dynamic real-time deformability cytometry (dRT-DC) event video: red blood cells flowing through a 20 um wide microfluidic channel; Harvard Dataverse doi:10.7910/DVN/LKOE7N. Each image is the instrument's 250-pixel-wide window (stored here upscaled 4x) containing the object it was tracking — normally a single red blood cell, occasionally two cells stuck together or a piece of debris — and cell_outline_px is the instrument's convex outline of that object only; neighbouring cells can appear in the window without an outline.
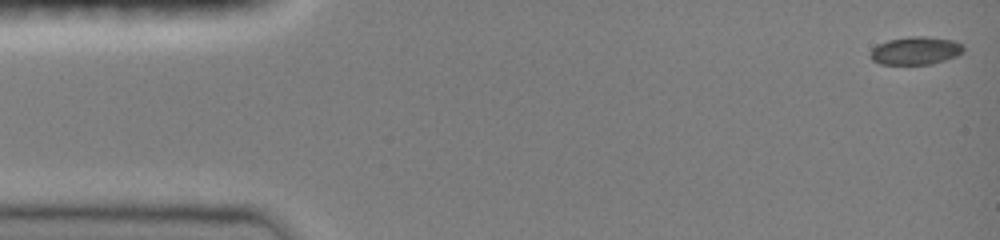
{"species": "common noctule bat (a hibernating species)", "species_latin": "Nyctalus noctula", "temperature_condition": "room temperature", "stored_images_in_passage": 32, "camera_frame_rate_fps": 3000, "um_per_image_px": 0.085, "animal": {"sex": "female", "body_mass_g": 19.0, "forearm_length_mm": 51.5}, "frame": {"image": 1, "passage_image": 1, "time_ms": 0.0, "image_size_px": [1000, 240], "cell_outline_px": [[964, 52], [956, 56], [932, 64], [880, 64], [872, 60], [868, 56], [868, 52], [876, 44], [888, 40], [912, 36], [924, 36], [952, 40], [960, 44], [964, 48]], "centroid_in_image_um": [77.76, 4.31], "position_along_channel_um": 7.2, "area_um2": 15.26}}
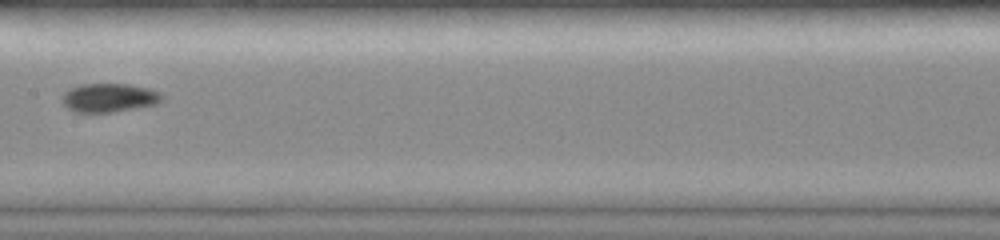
{"frame": {"image": 2, "passage_image": 14, "time_ms": 4.333, "image_size_px": [1000, 240], "cell_outline_px": [[164, 100], [156, 104], [112, 112], [72, 112], [60, 100], [64, 92], [68, 88], [84, 84], [128, 84], [148, 88], [160, 92], [164, 96]], "centroid_in_image_um": [9.26, 8.3], "position_along_channel_um": 198.1, "area_um2": 16.82}}
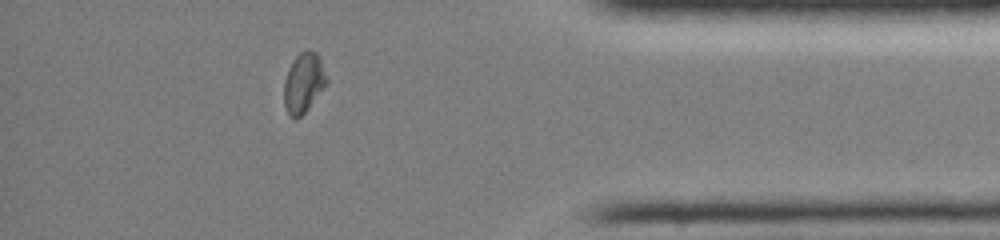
{"frame": {"image": 3, "passage_image": 28, "time_ms": 9.0, "image_size_px": [1000, 240], "cell_outline_px": [[328, 84], [308, 108], [296, 120], [292, 120], [288, 116], [284, 104], [284, 80], [288, 68], [292, 60], [300, 52], [308, 48], [316, 52], [320, 56], [328, 80]], "centroid_in_image_um": [25.81, 7.03], "position_along_channel_um": 409.4, "area_um2": 15.32}, "authors_computed_cell_mechanics": {"area_um2": 15.4037, "velocity_mm_per_s": 4.1618, "shape_relaxation_time_tau1_ms": null, "shape_relaxation_time_tau2_ms": 2.0295, "deformation_change_tau1": null, "deformation_change_tau2": 0.0322}}